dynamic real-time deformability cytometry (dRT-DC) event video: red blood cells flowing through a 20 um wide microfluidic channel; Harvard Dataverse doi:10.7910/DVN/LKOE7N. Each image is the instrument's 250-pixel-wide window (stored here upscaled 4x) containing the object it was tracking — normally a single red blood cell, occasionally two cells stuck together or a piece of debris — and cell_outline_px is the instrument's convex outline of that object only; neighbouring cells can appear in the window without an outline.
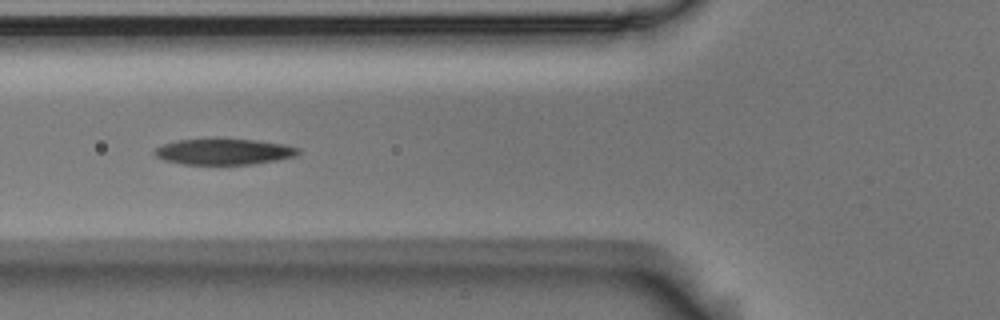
{"species": "Egyptian fruit bat (a non-hibernating species)", "species_latin": "Rousettus aegyptiacus", "temperature_condition": "room temperature", "stored_images_in_passage": 6, "camera_frame_rate_fps": 3000, "um_per_image_px": 0.085, "animal": {"sex": "male"}, "frame": {"image": 1, "passage_image": 5, "time_ms": 1.333, "image_size_px": [1000, 320], "cell_outline_px": [[300, 152], [296, 156], [276, 160], [252, 164], [184, 164], [164, 160], [156, 156], [152, 152], [156, 148], [164, 144], [176, 140], [216, 136], [256, 140], [284, 144], [300, 148]], "centroid_in_image_um": [19.01, 12.85], "position_along_channel_um": 106.8, "area_um2": 22.48}}
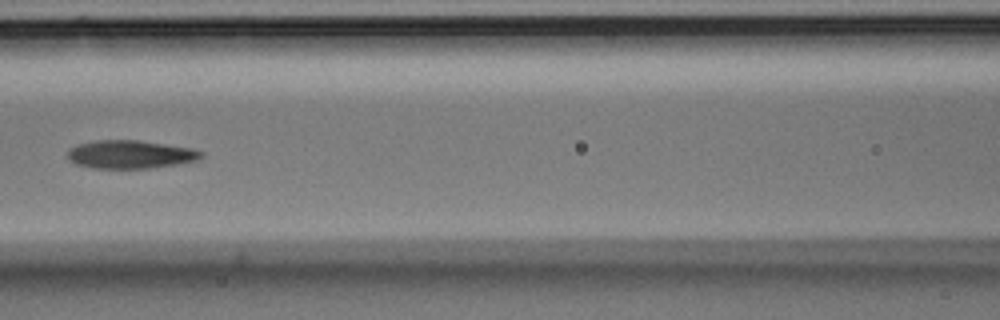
{"frame": {"image": 2, "passage_image": 6, "time_ms": 1.667, "image_size_px": [1000, 320], "cell_outline_px": [[204, 156], [196, 160], [176, 164], [148, 168], [92, 168], [76, 164], [68, 160], [68, 148], [76, 144], [96, 140], [140, 140], [192, 148], [204, 152]], "centroid_in_image_um": [11.05, 13.11], "position_along_channel_um": 155.6, "area_um2": 22.08}}